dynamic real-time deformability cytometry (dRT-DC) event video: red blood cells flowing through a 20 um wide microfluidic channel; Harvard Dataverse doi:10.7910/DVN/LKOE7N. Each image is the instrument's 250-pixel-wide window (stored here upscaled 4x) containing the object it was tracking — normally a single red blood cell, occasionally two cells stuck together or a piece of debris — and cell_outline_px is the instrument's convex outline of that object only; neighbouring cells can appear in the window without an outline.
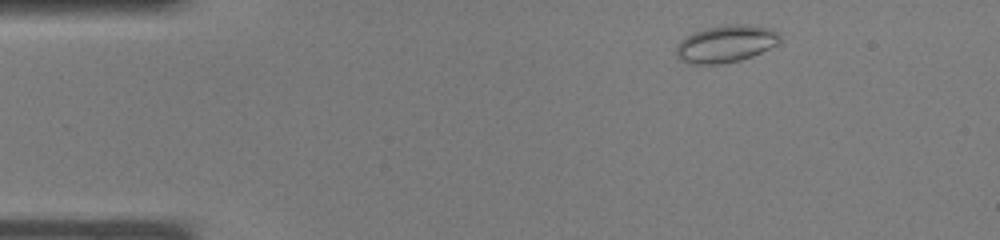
{"species": "common noctule bat (a hibernating species)", "species_latin": "Nyctalus noctula", "temperature_condition": "warm", "stored_images_in_passage": 30, "camera_frame_rate_fps": 3000, "um_per_image_px": 0.085, "animal": {"sex": "male", "body_mass_g": 19.0, "forearm_length_mm": 50.8}, "frame": {"image": 1, "passage_image": 2, "time_ms": 0.333, "image_size_px": [1000, 240], "cell_outline_px": [[780, 44], [752, 56], [740, 60], [720, 64], [688, 64], [680, 60], [676, 56], [676, 44], [684, 36], [692, 32], [704, 28], [728, 24], [748, 24], [772, 28], [780, 32]], "centroid_in_image_um": [61.69, 3.71], "position_along_channel_um": 23.3, "area_um2": 23.06}}
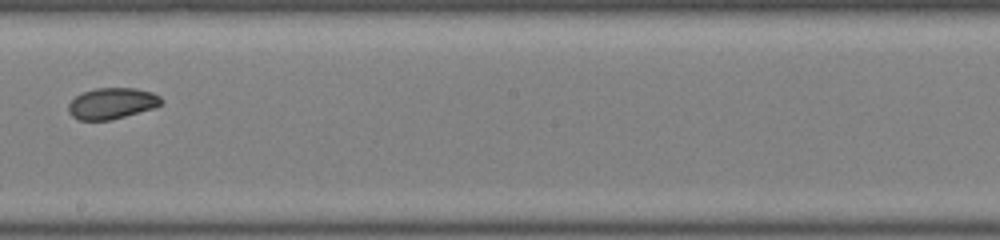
{"frame": {"image": 2, "passage_image": 18, "time_ms": 5.667, "image_size_px": [1000, 240], "cell_outline_px": [[164, 100], [156, 108], [108, 120], [80, 120], [72, 116], [68, 112], [68, 104], [76, 96], [84, 92], [96, 88], [136, 88], [152, 92], [160, 96]], "centroid_in_image_um": [9.54, 8.78], "position_along_channel_um": 238.7, "area_um2": 16.82}}
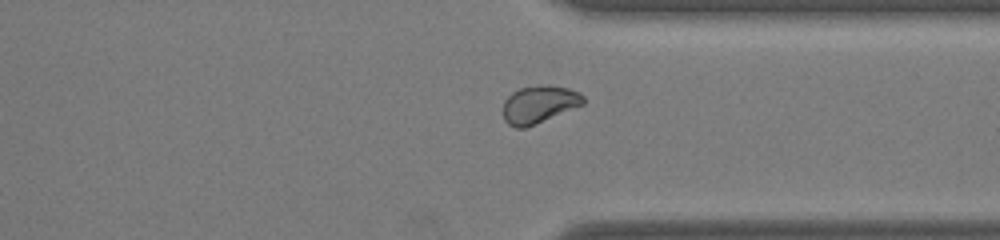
{"frame": {"image": 3, "passage_image": 25, "time_ms": 8.0, "image_size_px": [1000, 240], "cell_outline_px": [[584, 104], [524, 128], [516, 128], [508, 124], [504, 120], [504, 100], [512, 92], [520, 88], [540, 84], [544, 84], [568, 88], [580, 92], [584, 96]], "centroid_in_image_um": [45.82, 8.85], "position_along_channel_um": 365.6, "area_um2": 17.46}}